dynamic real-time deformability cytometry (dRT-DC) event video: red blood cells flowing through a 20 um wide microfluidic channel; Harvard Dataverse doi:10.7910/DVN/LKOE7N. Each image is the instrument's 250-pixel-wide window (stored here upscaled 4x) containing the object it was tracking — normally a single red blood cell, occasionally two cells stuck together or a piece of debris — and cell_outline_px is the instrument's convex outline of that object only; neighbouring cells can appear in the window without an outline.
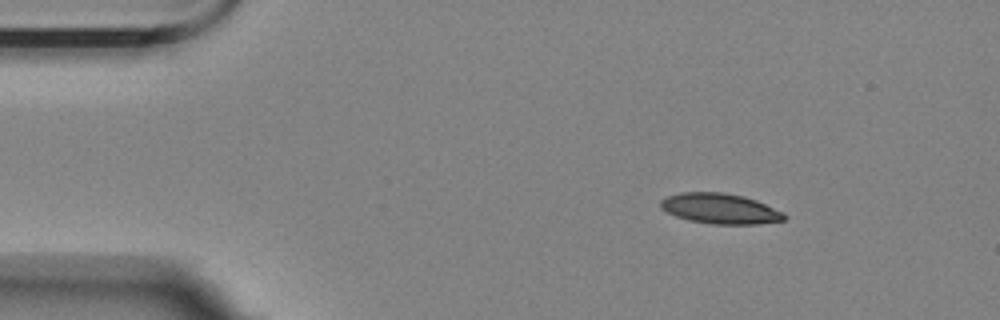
{"species": "Egyptian fruit bat (a non-hibernating species)", "species_latin": "Rousettus aegyptiacus", "temperature_condition": "room temperature", "stored_images_in_passage": 4, "camera_frame_rate_fps": 3000, "um_per_image_px": 0.085, "animal": {"sex": "female"}, "frame": {"image": 1, "passage_image": 1, "time_ms": 0.0, "image_size_px": [1000, 320], "cell_outline_px": [[788, 216], [784, 220], [756, 224], [712, 224], [692, 220], [676, 216], [660, 208], [660, 200], [668, 196], [680, 192], [724, 192], [744, 196], [756, 200], [784, 212]], "centroid_in_image_um": [61.23, 17.72], "position_along_channel_um": 23.8, "area_um2": 21.85}}